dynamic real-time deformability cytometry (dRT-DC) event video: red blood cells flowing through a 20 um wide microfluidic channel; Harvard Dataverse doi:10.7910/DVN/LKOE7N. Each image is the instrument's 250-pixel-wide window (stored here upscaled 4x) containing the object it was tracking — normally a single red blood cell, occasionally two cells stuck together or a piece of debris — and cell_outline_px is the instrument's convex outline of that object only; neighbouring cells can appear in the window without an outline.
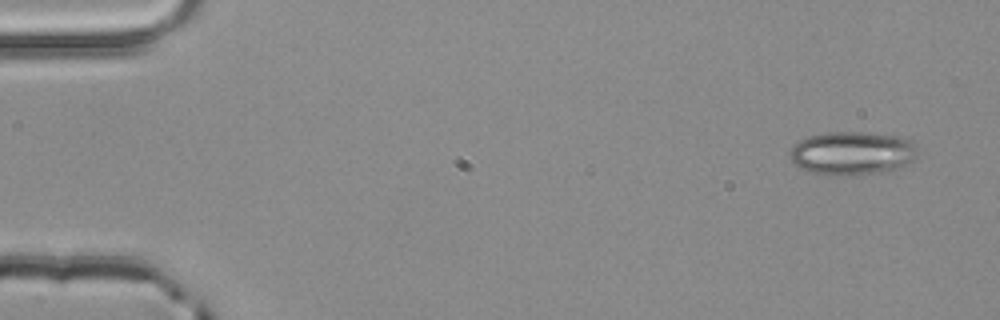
{"species": "common noctule bat (a hibernating species)", "species_latin": "Nyctalus noctula", "temperature_condition": "room temperature", "stored_images_in_passage": 3, "camera_frame_rate_fps": 3000, "um_per_image_px": 0.085, "animal": {"sex": "male", "body_mass_g": 20.4}, "frame": {"image": 1, "passage_image": 1, "time_ms": 0.0, "image_size_px": [1000, 320], "cell_outline_px": [[916, 160], [896, 168], [876, 172], [812, 172], [800, 168], [792, 160], [788, 152], [792, 144], [808, 136], [828, 132], [864, 132], [892, 136], [908, 140], [916, 144]], "centroid_in_image_um": [72.41, 12.96], "position_along_channel_um": 12.6, "area_um2": 31.1}}